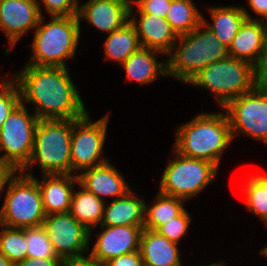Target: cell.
Masks as SVG:
<instances>
[{
    "instance_id": "6da1fadb",
    "label": "cell",
    "mask_w": 267,
    "mask_h": 266,
    "mask_svg": "<svg viewBox=\"0 0 267 266\" xmlns=\"http://www.w3.org/2000/svg\"><path fill=\"white\" fill-rule=\"evenodd\" d=\"M19 70L12 77L21 103L33 104L39 119L72 120L88 113L68 68L26 64Z\"/></svg>"
},
{
    "instance_id": "7a4b0ae2",
    "label": "cell",
    "mask_w": 267,
    "mask_h": 266,
    "mask_svg": "<svg viewBox=\"0 0 267 266\" xmlns=\"http://www.w3.org/2000/svg\"><path fill=\"white\" fill-rule=\"evenodd\" d=\"M199 113L177 127L173 148L179 154L220 165L223 152L232 143L231 128L224 110Z\"/></svg>"
},
{
    "instance_id": "3957f363",
    "label": "cell",
    "mask_w": 267,
    "mask_h": 266,
    "mask_svg": "<svg viewBox=\"0 0 267 266\" xmlns=\"http://www.w3.org/2000/svg\"><path fill=\"white\" fill-rule=\"evenodd\" d=\"M167 57V77L188 84L206 66L226 59L228 48L202 22L192 32L179 35Z\"/></svg>"
},
{
    "instance_id": "277c9868",
    "label": "cell",
    "mask_w": 267,
    "mask_h": 266,
    "mask_svg": "<svg viewBox=\"0 0 267 266\" xmlns=\"http://www.w3.org/2000/svg\"><path fill=\"white\" fill-rule=\"evenodd\" d=\"M78 16H54L44 23V16L34 30L32 54L28 63L35 66L67 68V59L76 55L80 39Z\"/></svg>"
},
{
    "instance_id": "5b68a950",
    "label": "cell",
    "mask_w": 267,
    "mask_h": 266,
    "mask_svg": "<svg viewBox=\"0 0 267 266\" xmlns=\"http://www.w3.org/2000/svg\"><path fill=\"white\" fill-rule=\"evenodd\" d=\"M75 120L39 119L31 158L21 171L28 173L38 162L42 175L71 174L70 146Z\"/></svg>"
},
{
    "instance_id": "8992f818",
    "label": "cell",
    "mask_w": 267,
    "mask_h": 266,
    "mask_svg": "<svg viewBox=\"0 0 267 266\" xmlns=\"http://www.w3.org/2000/svg\"><path fill=\"white\" fill-rule=\"evenodd\" d=\"M188 84L210 91L219 108L256 87L253 65L229 56L203 68Z\"/></svg>"
},
{
    "instance_id": "52a82bcc",
    "label": "cell",
    "mask_w": 267,
    "mask_h": 266,
    "mask_svg": "<svg viewBox=\"0 0 267 266\" xmlns=\"http://www.w3.org/2000/svg\"><path fill=\"white\" fill-rule=\"evenodd\" d=\"M7 187L0 224L22 229L42 226L46 213L36 179L19 171Z\"/></svg>"
},
{
    "instance_id": "ba28073f",
    "label": "cell",
    "mask_w": 267,
    "mask_h": 266,
    "mask_svg": "<svg viewBox=\"0 0 267 266\" xmlns=\"http://www.w3.org/2000/svg\"><path fill=\"white\" fill-rule=\"evenodd\" d=\"M172 153L174 159L168 161L158 191L188 202L208 187L219 168L209 161L183 156L174 149Z\"/></svg>"
},
{
    "instance_id": "9c48e42d",
    "label": "cell",
    "mask_w": 267,
    "mask_h": 266,
    "mask_svg": "<svg viewBox=\"0 0 267 266\" xmlns=\"http://www.w3.org/2000/svg\"><path fill=\"white\" fill-rule=\"evenodd\" d=\"M20 103L0 128V159L21 171L29 162L39 118ZM3 153V155H2Z\"/></svg>"
},
{
    "instance_id": "30bf717a",
    "label": "cell",
    "mask_w": 267,
    "mask_h": 266,
    "mask_svg": "<svg viewBox=\"0 0 267 266\" xmlns=\"http://www.w3.org/2000/svg\"><path fill=\"white\" fill-rule=\"evenodd\" d=\"M91 120L88 112L72 123L70 146L72 175L73 173L75 175L74 171L81 172L110 161V158L101 157L107 136L109 114H105L97 121Z\"/></svg>"
},
{
    "instance_id": "8fae6325",
    "label": "cell",
    "mask_w": 267,
    "mask_h": 266,
    "mask_svg": "<svg viewBox=\"0 0 267 266\" xmlns=\"http://www.w3.org/2000/svg\"><path fill=\"white\" fill-rule=\"evenodd\" d=\"M222 109L233 139L235 135H246L267 145V90L255 87L229 101Z\"/></svg>"
},
{
    "instance_id": "7c38bea8",
    "label": "cell",
    "mask_w": 267,
    "mask_h": 266,
    "mask_svg": "<svg viewBox=\"0 0 267 266\" xmlns=\"http://www.w3.org/2000/svg\"><path fill=\"white\" fill-rule=\"evenodd\" d=\"M42 227L55 253L63 262L87 255L90 245L89 230L69 212L47 215Z\"/></svg>"
},
{
    "instance_id": "4fadbf2b",
    "label": "cell",
    "mask_w": 267,
    "mask_h": 266,
    "mask_svg": "<svg viewBox=\"0 0 267 266\" xmlns=\"http://www.w3.org/2000/svg\"><path fill=\"white\" fill-rule=\"evenodd\" d=\"M41 17L37 0H0V29L9 43L6 54L24 34L35 30Z\"/></svg>"
},
{
    "instance_id": "5bb4252c",
    "label": "cell",
    "mask_w": 267,
    "mask_h": 266,
    "mask_svg": "<svg viewBox=\"0 0 267 266\" xmlns=\"http://www.w3.org/2000/svg\"><path fill=\"white\" fill-rule=\"evenodd\" d=\"M88 254L104 263L110 259L139 250L144 226H101Z\"/></svg>"
},
{
    "instance_id": "9a60e30c",
    "label": "cell",
    "mask_w": 267,
    "mask_h": 266,
    "mask_svg": "<svg viewBox=\"0 0 267 266\" xmlns=\"http://www.w3.org/2000/svg\"><path fill=\"white\" fill-rule=\"evenodd\" d=\"M131 0H88L79 4L78 19L92 24L106 34L129 22Z\"/></svg>"
},
{
    "instance_id": "2e32d148",
    "label": "cell",
    "mask_w": 267,
    "mask_h": 266,
    "mask_svg": "<svg viewBox=\"0 0 267 266\" xmlns=\"http://www.w3.org/2000/svg\"><path fill=\"white\" fill-rule=\"evenodd\" d=\"M136 10L139 18L133 16L134 8H130L129 22L137 32L141 47L159 51L167 56L177 42L176 32L166 18L143 13L138 8Z\"/></svg>"
},
{
    "instance_id": "e0dca14e",
    "label": "cell",
    "mask_w": 267,
    "mask_h": 266,
    "mask_svg": "<svg viewBox=\"0 0 267 266\" xmlns=\"http://www.w3.org/2000/svg\"><path fill=\"white\" fill-rule=\"evenodd\" d=\"M76 174L78 183L104 202H106L105 197H112L114 200L132 189L123 177L124 175H121L120 171L109 161Z\"/></svg>"
},
{
    "instance_id": "ac0fdd59",
    "label": "cell",
    "mask_w": 267,
    "mask_h": 266,
    "mask_svg": "<svg viewBox=\"0 0 267 266\" xmlns=\"http://www.w3.org/2000/svg\"><path fill=\"white\" fill-rule=\"evenodd\" d=\"M21 172L36 179L46 216L69 212L73 190L78 186L77 174L43 175L40 181L32 172Z\"/></svg>"
},
{
    "instance_id": "d6986e66",
    "label": "cell",
    "mask_w": 267,
    "mask_h": 266,
    "mask_svg": "<svg viewBox=\"0 0 267 266\" xmlns=\"http://www.w3.org/2000/svg\"><path fill=\"white\" fill-rule=\"evenodd\" d=\"M145 201L131 189L104 205L100 226H144Z\"/></svg>"
},
{
    "instance_id": "ffe728a7",
    "label": "cell",
    "mask_w": 267,
    "mask_h": 266,
    "mask_svg": "<svg viewBox=\"0 0 267 266\" xmlns=\"http://www.w3.org/2000/svg\"><path fill=\"white\" fill-rule=\"evenodd\" d=\"M139 251L148 266H183L178 244L157 231L143 229Z\"/></svg>"
},
{
    "instance_id": "44dd1931",
    "label": "cell",
    "mask_w": 267,
    "mask_h": 266,
    "mask_svg": "<svg viewBox=\"0 0 267 266\" xmlns=\"http://www.w3.org/2000/svg\"><path fill=\"white\" fill-rule=\"evenodd\" d=\"M158 55L164 56L159 51L140 47L121 64L125 70L126 80L143 85L150 84L159 76L167 77V62H158Z\"/></svg>"
},
{
    "instance_id": "7402d4cb",
    "label": "cell",
    "mask_w": 267,
    "mask_h": 266,
    "mask_svg": "<svg viewBox=\"0 0 267 266\" xmlns=\"http://www.w3.org/2000/svg\"><path fill=\"white\" fill-rule=\"evenodd\" d=\"M208 10L213 22L212 24L208 23L203 16V23L227 48L246 19L256 20L244 6H210Z\"/></svg>"
},
{
    "instance_id": "603a6c76",
    "label": "cell",
    "mask_w": 267,
    "mask_h": 266,
    "mask_svg": "<svg viewBox=\"0 0 267 266\" xmlns=\"http://www.w3.org/2000/svg\"><path fill=\"white\" fill-rule=\"evenodd\" d=\"M266 36L267 33L259 20L246 19L228 47V56L253 65L264 46Z\"/></svg>"
},
{
    "instance_id": "cb8c5ba5",
    "label": "cell",
    "mask_w": 267,
    "mask_h": 266,
    "mask_svg": "<svg viewBox=\"0 0 267 266\" xmlns=\"http://www.w3.org/2000/svg\"><path fill=\"white\" fill-rule=\"evenodd\" d=\"M78 185L80 189L73 190L69 213L89 230V240H91L93 228L101 224L106 202L87 191L79 183Z\"/></svg>"
},
{
    "instance_id": "d4e9b609",
    "label": "cell",
    "mask_w": 267,
    "mask_h": 266,
    "mask_svg": "<svg viewBox=\"0 0 267 266\" xmlns=\"http://www.w3.org/2000/svg\"><path fill=\"white\" fill-rule=\"evenodd\" d=\"M107 35L103 43L105 59L118 64H122L141 47L137 32L130 22Z\"/></svg>"
},
{
    "instance_id": "484cf974",
    "label": "cell",
    "mask_w": 267,
    "mask_h": 266,
    "mask_svg": "<svg viewBox=\"0 0 267 266\" xmlns=\"http://www.w3.org/2000/svg\"><path fill=\"white\" fill-rule=\"evenodd\" d=\"M153 206L145 201L144 228L156 231L160 226L177 217L186 207L184 199L158 192ZM149 207V208H148Z\"/></svg>"
},
{
    "instance_id": "4316f807",
    "label": "cell",
    "mask_w": 267,
    "mask_h": 266,
    "mask_svg": "<svg viewBox=\"0 0 267 266\" xmlns=\"http://www.w3.org/2000/svg\"><path fill=\"white\" fill-rule=\"evenodd\" d=\"M166 20L179 36L196 29L203 22V15L193 0H171Z\"/></svg>"
},
{
    "instance_id": "83f0119b",
    "label": "cell",
    "mask_w": 267,
    "mask_h": 266,
    "mask_svg": "<svg viewBox=\"0 0 267 266\" xmlns=\"http://www.w3.org/2000/svg\"><path fill=\"white\" fill-rule=\"evenodd\" d=\"M0 252L14 265L27 258L25 228H12L0 224Z\"/></svg>"
},
{
    "instance_id": "f1b7e54d",
    "label": "cell",
    "mask_w": 267,
    "mask_h": 266,
    "mask_svg": "<svg viewBox=\"0 0 267 266\" xmlns=\"http://www.w3.org/2000/svg\"><path fill=\"white\" fill-rule=\"evenodd\" d=\"M27 258H59L42 226L25 228Z\"/></svg>"
},
{
    "instance_id": "f546056e",
    "label": "cell",
    "mask_w": 267,
    "mask_h": 266,
    "mask_svg": "<svg viewBox=\"0 0 267 266\" xmlns=\"http://www.w3.org/2000/svg\"><path fill=\"white\" fill-rule=\"evenodd\" d=\"M243 192L248 211L255 213L267 224V188H263L252 176L244 183Z\"/></svg>"
},
{
    "instance_id": "4dcf8cb0",
    "label": "cell",
    "mask_w": 267,
    "mask_h": 266,
    "mask_svg": "<svg viewBox=\"0 0 267 266\" xmlns=\"http://www.w3.org/2000/svg\"><path fill=\"white\" fill-rule=\"evenodd\" d=\"M21 103V95L15 79L0 81V128L9 114Z\"/></svg>"
},
{
    "instance_id": "1f68e13d",
    "label": "cell",
    "mask_w": 267,
    "mask_h": 266,
    "mask_svg": "<svg viewBox=\"0 0 267 266\" xmlns=\"http://www.w3.org/2000/svg\"><path fill=\"white\" fill-rule=\"evenodd\" d=\"M191 220L187 209H184L177 217L172 218L156 231L171 242L179 244L182 237L188 232Z\"/></svg>"
},
{
    "instance_id": "d6a6232c",
    "label": "cell",
    "mask_w": 267,
    "mask_h": 266,
    "mask_svg": "<svg viewBox=\"0 0 267 266\" xmlns=\"http://www.w3.org/2000/svg\"><path fill=\"white\" fill-rule=\"evenodd\" d=\"M40 14L43 17L41 5L50 17L75 16L78 14L79 0H37Z\"/></svg>"
},
{
    "instance_id": "836d02e7",
    "label": "cell",
    "mask_w": 267,
    "mask_h": 266,
    "mask_svg": "<svg viewBox=\"0 0 267 266\" xmlns=\"http://www.w3.org/2000/svg\"><path fill=\"white\" fill-rule=\"evenodd\" d=\"M171 0H131L130 8L137 7L141 12L166 18Z\"/></svg>"
},
{
    "instance_id": "e575fe53",
    "label": "cell",
    "mask_w": 267,
    "mask_h": 266,
    "mask_svg": "<svg viewBox=\"0 0 267 266\" xmlns=\"http://www.w3.org/2000/svg\"><path fill=\"white\" fill-rule=\"evenodd\" d=\"M253 77L257 88L267 90V36L258 59L253 64Z\"/></svg>"
},
{
    "instance_id": "d590c367",
    "label": "cell",
    "mask_w": 267,
    "mask_h": 266,
    "mask_svg": "<svg viewBox=\"0 0 267 266\" xmlns=\"http://www.w3.org/2000/svg\"><path fill=\"white\" fill-rule=\"evenodd\" d=\"M142 256L139 250L129 254L120 255L106 262L107 266H143Z\"/></svg>"
},
{
    "instance_id": "8d00e7d4",
    "label": "cell",
    "mask_w": 267,
    "mask_h": 266,
    "mask_svg": "<svg viewBox=\"0 0 267 266\" xmlns=\"http://www.w3.org/2000/svg\"><path fill=\"white\" fill-rule=\"evenodd\" d=\"M17 173L19 171L11 163L0 159V193Z\"/></svg>"
},
{
    "instance_id": "74e56055",
    "label": "cell",
    "mask_w": 267,
    "mask_h": 266,
    "mask_svg": "<svg viewBox=\"0 0 267 266\" xmlns=\"http://www.w3.org/2000/svg\"><path fill=\"white\" fill-rule=\"evenodd\" d=\"M60 258H25L15 266H63Z\"/></svg>"
},
{
    "instance_id": "f35d334b",
    "label": "cell",
    "mask_w": 267,
    "mask_h": 266,
    "mask_svg": "<svg viewBox=\"0 0 267 266\" xmlns=\"http://www.w3.org/2000/svg\"><path fill=\"white\" fill-rule=\"evenodd\" d=\"M63 266H107L106 263L91 257L86 256L76 257L64 261Z\"/></svg>"
},
{
    "instance_id": "ab89813d",
    "label": "cell",
    "mask_w": 267,
    "mask_h": 266,
    "mask_svg": "<svg viewBox=\"0 0 267 266\" xmlns=\"http://www.w3.org/2000/svg\"><path fill=\"white\" fill-rule=\"evenodd\" d=\"M248 5L253 13L260 19L267 14V0H248Z\"/></svg>"
},
{
    "instance_id": "60d3db41",
    "label": "cell",
    "mask_w": 267,
    "mask_h": 266,
    "mask_svg": "<svg viewBox=\"0 0 267 266\" xmlns=\"http://www.w3.org/2000/svg\"><path fill=\"white\" fill-rule=\"evenodd\" d=\"M252 177L263 187L267 188V175L256 174L252 175Z\"/></svg>"
},
{
    "instance_id": "b9f144b4",
    "label": "cell",
    "mask_w": 267,
    "mask_h": 266,
    "mask_svg": "<svg viewBox=\"0 0 267 266\" xmlns=\"http://www.w3.org/2000/svg\"><path fill=\"white\" fill-rule=\"evenodd\" d=\"M0 266H15V265L0 252Z\"/></svg>"
},
{
    "instance_id": "7bdbcfd3",
    "label": "cell",
    "mask_w": 267,
    "mask_h": 266,
    "mask_svg": "<svg viewBox=\"0 0 267 266\" xmlns=\"http://www.w3.org/2000/svg\"><path fill=\"white\" fill-rule=\"evenodd\" d=\"M259 20L261 22V25L264 27L266 33H267V14L264 15L261 19H256Z\"/></svg>"
},
{
    "instance_id": "ee69618b",
    "label": "cell",
    "mask_w": 267,
    "mask_h": 266,
    "mask_svg": "<svg viewBox=\"0 0 267 266\" xmlns=\"http://www.w3.org/2000/svg\"><path fill=\"white\" fill-rule=\"evenodd\" d=\"M225 263L223 262H214L212 264H209V265H205V266H226L224 265Z\"/></svg>"
},
{
    "instance_id": "f6af8a7d",
    "label": "cell",
    "mask_w": 267,
    "mask_h": 266,
    "mask_svg": "<svg viewBox=\"0 0 267 266\" xmlns=\"http://www.w3.org/2000/svg\"><path fill=\"white\" fill-rule=\"evenodd\" d=\"M260 254L267 257V246H265L264 248L261 249Z\"/></svg>"
}]
</instances>
